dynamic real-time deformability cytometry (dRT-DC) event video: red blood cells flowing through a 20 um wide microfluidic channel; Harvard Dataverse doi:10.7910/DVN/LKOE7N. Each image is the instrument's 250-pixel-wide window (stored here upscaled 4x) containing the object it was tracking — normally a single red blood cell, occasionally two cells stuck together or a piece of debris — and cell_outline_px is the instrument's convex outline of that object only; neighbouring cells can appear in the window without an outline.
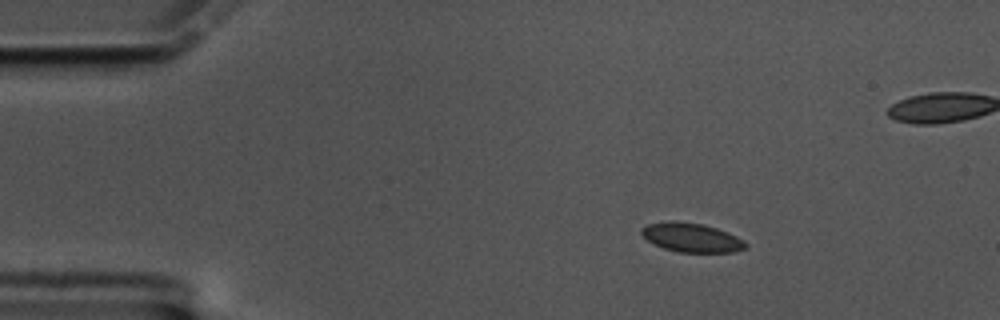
{"species": "common noctule bat (a hibernating species)", "species_latin": "Nyctalus noctula", "temperature_condition": "cold", "stored_images_in_passage": 52, "segment_of_instrument_passage": [1, 2], "camera_frame_rate_fps": 3000, "um_per_image_px": 0.085, "animal": {"sex": "male", "body_mass_g": 17.5, "forearm_length_mm": 52.3}, "frame": {"image": 1, "passage_image": 1, "time_ms": 0.0, "image_size_px": [1000, 320], "cell_outline_px": [[748, 244], [744, 248], [736, 252], [680, 252], [664, 248], [648, 240], [640, 232], [640, 228], [648, 224], [668, 220], [676, 220], [704, 224], [728, 232], [744, 240]], "centroid_in_image_um": [58.79, 20.17], "position_along_channel_um": 26.2, "area_um2": 17.69}}
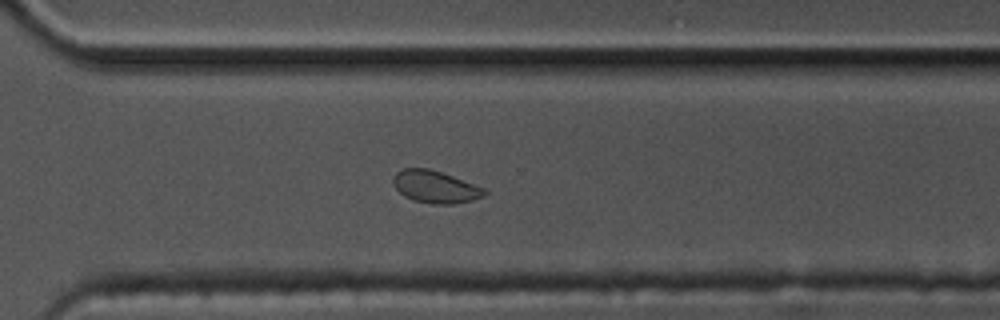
{"frame": {"image": 2, "passage_image": 34, "time_ms": 11.0, "image_size_px": [1000, 320], "cell_outline_px": [[488, 192], [484, 196], [472, 200], [456, 204], [432, 204], [412, 200], [404, 196], [396, 188], [392, 180], [396, 172], [400, 168], [428, 168], [488, 188]], "centroid_in_image_um": [37.03, 15.88], "position_along_channel_um": 333.6, "area_um2": 17.4}}
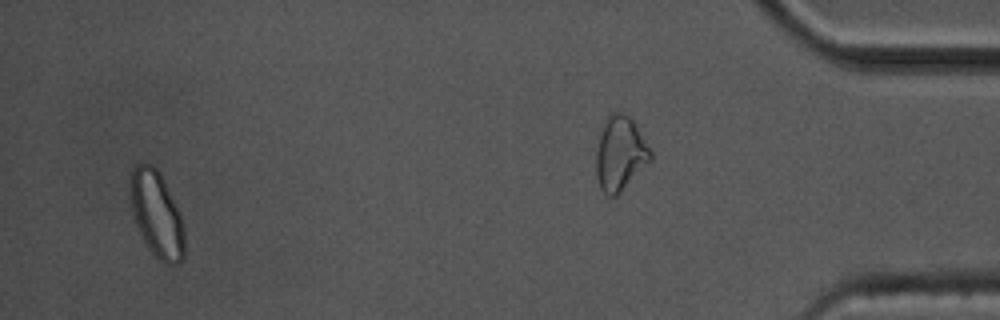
{"frame": {"image": 3, "passage_image": 49, "time_ms": 16.0, "image_size_px": [1000, 320], "cell_outline_px": [[184, 256], [180, 264], [164, 264], [148, 248], [136, 228], [132, 212], [132, 168], [136, 164], [152, 164], [160, 172], [180, 212], [184, 232]], "centroid_in_image_um": [13.34, 18.25], "position_along_channel_um": 421.9, "area_um2": 26.99}}